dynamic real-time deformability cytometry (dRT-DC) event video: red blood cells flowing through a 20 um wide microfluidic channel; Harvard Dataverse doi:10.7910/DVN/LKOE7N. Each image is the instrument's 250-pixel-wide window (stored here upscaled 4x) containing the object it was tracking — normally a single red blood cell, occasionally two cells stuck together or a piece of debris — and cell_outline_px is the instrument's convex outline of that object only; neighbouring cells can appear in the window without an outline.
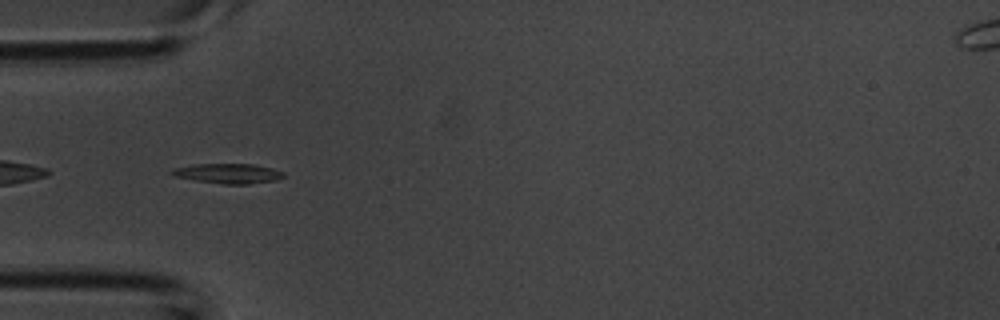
{"species": "common noctule bat (a hibernating species)", "species_latin": "Nyctalus noctula", "temperature_condition": "room temperature", "stored_images_in_passage": 44, "segment_of_instrument_passage": [2, 2], "camera_frame_rate_fps": 3000, "um_per_image_px": 0.085, "animal": {"sex": "male", "body_mass_g": 20.1, "forearm_length_mm": 53.5}, "frame": {"image": 1, "passage_image": 14, "time_ms": 4.333, "image_size_px": [1000, 320], "cell_outline_px": [[284, 176], [276, 180], [248, 184], [224, 184], [196, 180], [172, 176], [168, 172], [172, 168], [196, 164], [252, 164], [272, 168], [284, 172]], "centroid_in_image_um": [19.35, 14.74], "position_along_channel_um": 65.7, "area_um2": 12.95}}
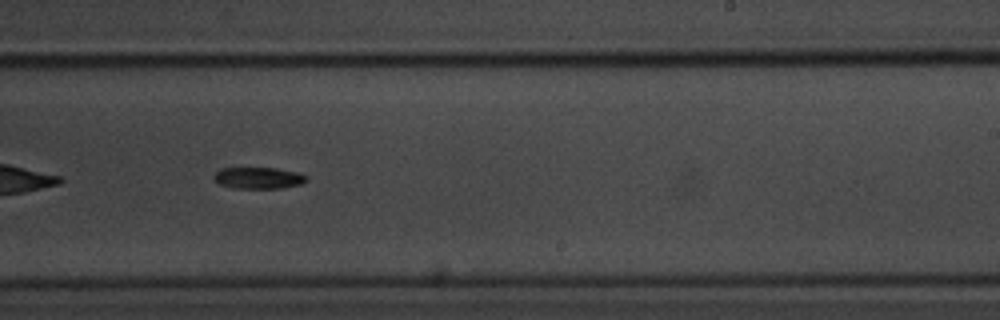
{"frame": {"image": 2, "passage_image": 27, "time_ms": 8.667, "image_size_px": [1000, 320], "cell_outline_px": [[308, 180], [300, 184], [280, 188], [232, 188], [220, 184], [212, 176], [220, 168], [276, 168], [296, 172], [304, 176]], "centroid_in_image_um": [21.93, 15.12], "position_along_channel_um": 267.1, "area_um2": 11.44}}
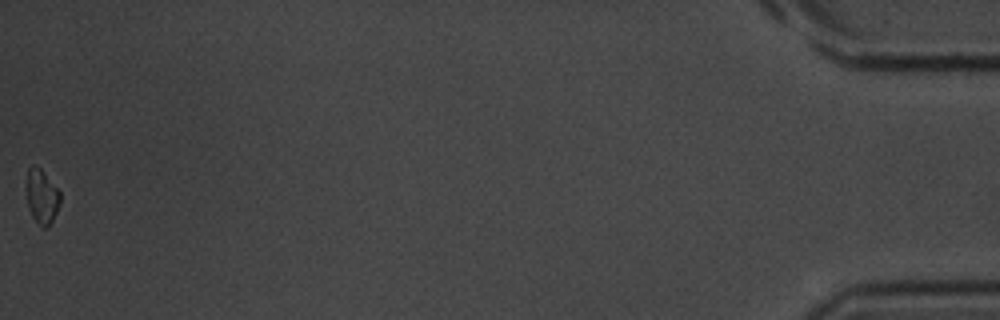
{"frame": {"image": 3, "passage_image": 44, "time_ms": 14.333, "image_size_px": [1000, 320], "cell_outline_px": [[60, 204], [48, 228], [44, 228], [32, 216], [28, 208], [28, 168], [32, 164], [36, 164], [40, 168], [60, 192]], "centroid_in_image_um": [3.57, 16.7], "position_along_channel_um": 431.6, "area_um2": 10.35}}